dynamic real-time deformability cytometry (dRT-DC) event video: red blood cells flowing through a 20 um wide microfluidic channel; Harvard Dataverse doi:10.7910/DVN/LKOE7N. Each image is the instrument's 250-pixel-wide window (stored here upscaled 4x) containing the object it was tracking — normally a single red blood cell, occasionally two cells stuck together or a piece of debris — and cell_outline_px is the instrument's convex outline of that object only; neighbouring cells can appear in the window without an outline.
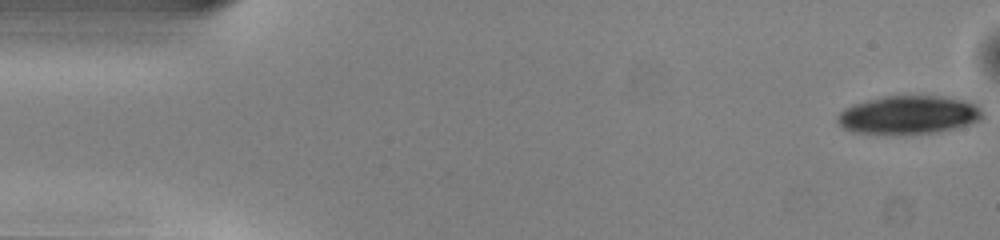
{"species": "common noctule bat (a hibernating species)", "species_latin": "Nyctalus noctula", "temperature_condition": "warm", "stored_images_in_passage": 50, "camera_frame_rate_fps": 3000, "um_per_image_px": 0.085, "animal": {"sex": "male", "body_mass_g": 13.0, "forearm_length_mm": 53.1}, "frame": {"image": 1, "passage_image": 1, "time_ms": 0.0, "image_size_px": [1000, 240], "cell_outline_px": [[984, 116], [980, 120], [968, 124], [940, 132], [852, 132], [844, 128], [836, 120], [836, 116], [844, 108], [852, 104], [884, 96], [944, 96], [980, 100], [984, 112]], "centroid_in_image_um": [77.37, 9.71], "position_along_channel_um": 7.6, "area_um2": 32.6}}
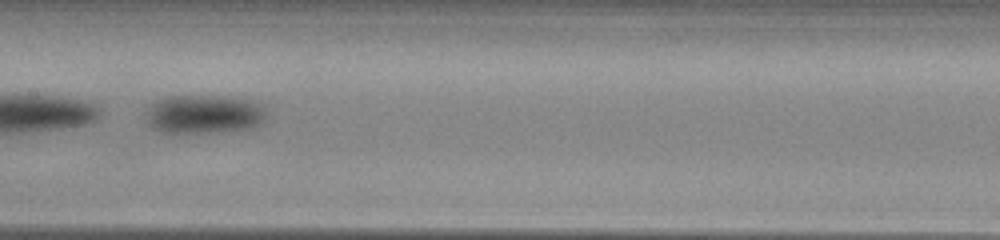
{"frame": {"image": 2, "passage_image": 25, "time_ms": 8.0, "image_size_px": [1000, 240], "cell_outline_px": [[268, 116], [260, 124], [252, 128], [224, 132], [164, 132], [152, 128], [144, 120], [144, 108], [148, 104], [168, 96], [216, 96], [252, 100], [264, 104]], "centroid_in_image_um": [17.33, 9.7], "position_along_channel_um": 190.1, "area_um2": 27.86}}
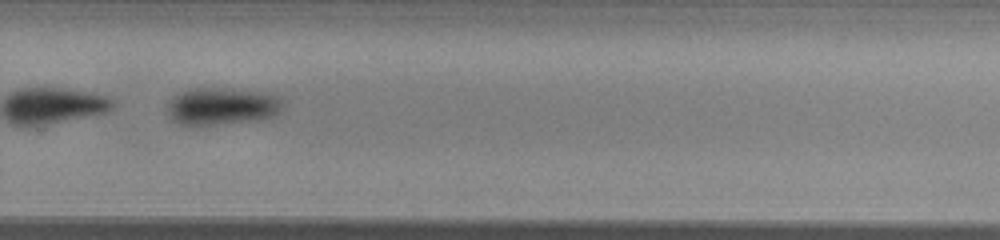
{"frame": {"image": 3, "passage_image": 34, "time_ms": 11.0, "image_size_px": [1000, 240], "cell_outline_px": [[284, 108], [276, 116], [264, 120], [188, 128], [172, 120], [168, 112], [168, 104], [172, 96], [180, 92], [192, 88], [220, 88], [260, 92], [276, 96], [280, 100]], "centroid_in_image_um": [18.84, 9.09], "position_along_channel_um": 311.0, "area_um2": 25.84}}